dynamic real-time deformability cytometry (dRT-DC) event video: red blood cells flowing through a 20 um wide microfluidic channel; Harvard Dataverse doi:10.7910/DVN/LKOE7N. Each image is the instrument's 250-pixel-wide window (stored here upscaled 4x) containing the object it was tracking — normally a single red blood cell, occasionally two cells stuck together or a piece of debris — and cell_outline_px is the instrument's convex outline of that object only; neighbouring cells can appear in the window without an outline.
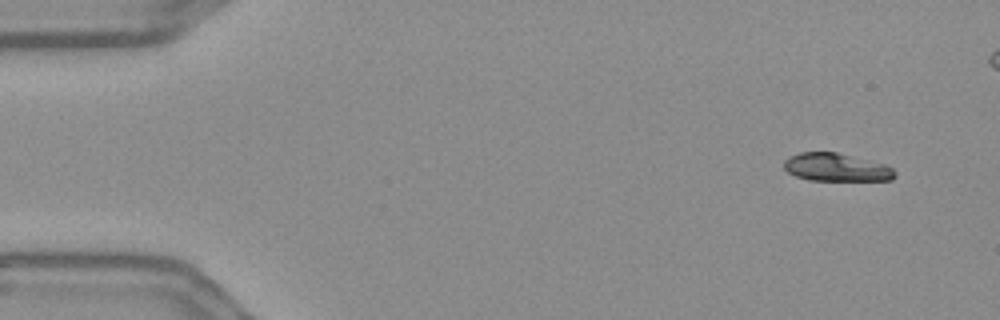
{"species": "Egyptian fruit bat (a non-hibernating species)", "species_latin": "Rousettus aegyptiacus", "temperature_condition": "warm", "stored_images_in_passage": 52, "camera_frame_rate_fps": 3000, "um_per_image_px": 0.085, "frame": {"image": 1, "passage_image": 1, "time_ms": 0.0, "image_size_px": [1000, 320], "cell_outline_px": [[896, 176], [892, 180], [808, 180], [796, 176], [788, 172], [784, 168], [784, 160], [788, 156], [800, 152], [836, 152], [888, 164], [896, 172]], "centroid_in_image_um": [71.1, 14.22], "position_along_channel_um": 13.9, "area_um2": 18.26}}
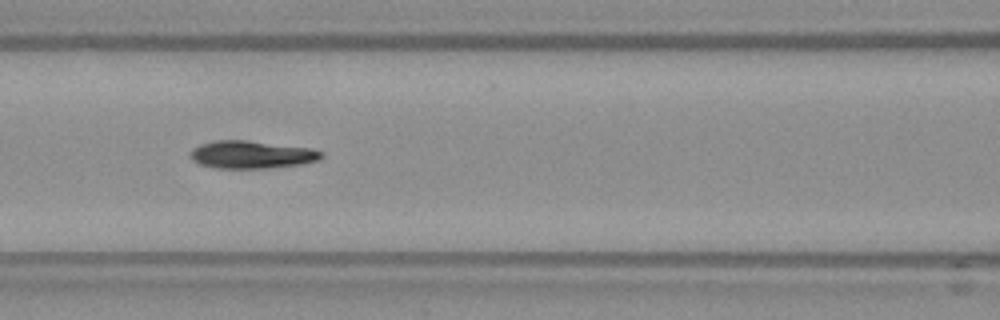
{"frame": {"image": 2, "passage_image": 21, "time_ms": 6.667, "image_size_px": [1000, 320], "cell_outline_px": [[324, 156], [320, 160], [304, 164], [268, 168], [212, 168], [200, 164], [192, 160], [188, 156], [192, 148], [200, 144], [216, 140], [244, 140], [312, 148], [324, 152]], "centroid_in_image_um": [21.39, 13.15], "position_along_channel_um": 145.2, "area_um2": 21.44}}
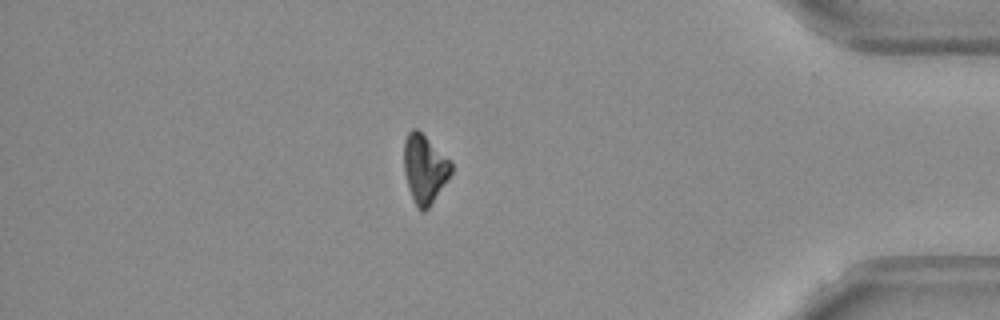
{"frame": {"image": 3, "passage_image": 45, "time_ms": 14.667, "image_size_px": [1000, 320], "cell_outline_px": [[452, 172], [428, 208], [424, 212], [420, 212], [408, 188], [404, 172], [404, 140], [408, 132], [412, 128], [416, 128], [452, 160]], "centroid_in_image_um": [36.09, 14.32], "position_along_channel_um": 399.1, "area_um2": 18.84}}